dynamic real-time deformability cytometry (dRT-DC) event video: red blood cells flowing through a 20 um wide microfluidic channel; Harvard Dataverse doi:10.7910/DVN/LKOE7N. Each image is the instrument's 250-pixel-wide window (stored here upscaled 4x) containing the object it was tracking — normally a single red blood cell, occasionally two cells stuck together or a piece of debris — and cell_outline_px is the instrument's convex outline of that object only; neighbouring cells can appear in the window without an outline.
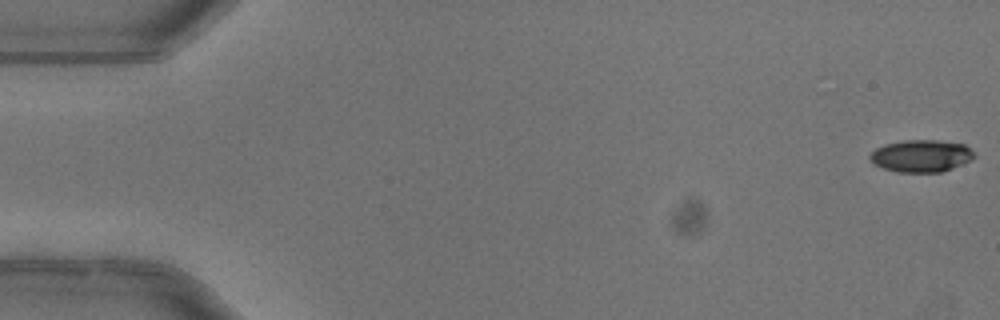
{"species": "common noctule bat (a hibernating species)", "species_latin": "Nyctalus noctula", "temperature_condition": "warm", "stored_images_in_passage": 5, "camera_frame_rate_fps": 3000, "um_per_image_px": 0.085, "animal": {"sex": "female"}, "frame": {"image": 1, "passage_image": 1, "time_ms": 0.0, "image_size_px": [1000, 320], "cell_outline_px": [[976, 156], [972, 160], [952, 168], [940, 172], [896, 172], [884, 168], [876, 164], [868, 156], [876, 148], [884, 144], [904, 140], [936, 140], [964, 144]], "centroid_in_image_um": [78.3, 13.25], "position_along_channel_um": 6.7, "area_um2": 19.42}}